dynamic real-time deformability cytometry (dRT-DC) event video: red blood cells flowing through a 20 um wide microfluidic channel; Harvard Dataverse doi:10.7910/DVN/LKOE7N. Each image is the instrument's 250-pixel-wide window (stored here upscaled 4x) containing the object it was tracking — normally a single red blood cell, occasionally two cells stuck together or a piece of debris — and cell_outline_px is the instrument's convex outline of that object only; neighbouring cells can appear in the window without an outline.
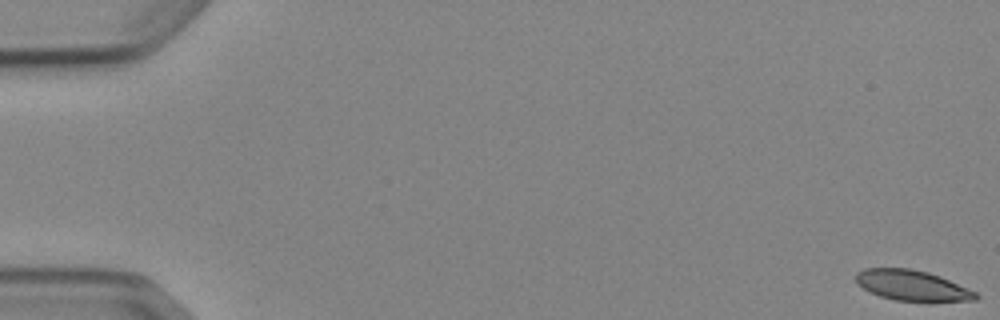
{"species": "Egyptian fruit bat (a non-hibernating species)", "species_latin": "Rousettus aegyptiacus", "temperature_condition": "cold", "stored_images_in_passage": 6, "camera_frame_rate_fps": 3000, "um_per_image_px": 0.085, "animal": {"sex": "female"}, "frame": {"image": 1, "passage_image": 1, "time_ms": 0.0, "image_size_px": [1000, 320], "cell_outline_px": [[980, 296], [976, 300], [896, 300], [880, 296], [856, 284], [856, 272], [864, 268], [908, 268], [928, 272], [940, 276], [976, 292]], "centroid_in_image_um": [77.49, 24.23], "position_along_channel_um": 7.5, "area_um2": 20.81}}
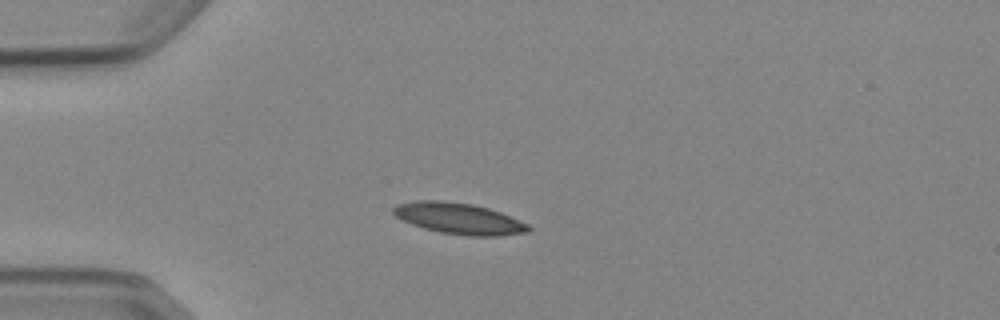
{"frame": {"image": 2, "passage_image": 5, "time_ms": 4.667, "image_size_px": [1000, 320], "cell_outline_px": [[532, 228], [528, 232], [496, 236], [468, 236], [440, 232], [424, 228], [412, 224], [396, 216], [392, 212], [392, 208], [396, 204], [416, 200], [444, 200], [472, 204], [488, 208], [500, 212], [528, 224]], "centroid_in_image_um": [39.0, 18.56], "position_along_channel_um": 46.0, "area_um2": 24.51}}